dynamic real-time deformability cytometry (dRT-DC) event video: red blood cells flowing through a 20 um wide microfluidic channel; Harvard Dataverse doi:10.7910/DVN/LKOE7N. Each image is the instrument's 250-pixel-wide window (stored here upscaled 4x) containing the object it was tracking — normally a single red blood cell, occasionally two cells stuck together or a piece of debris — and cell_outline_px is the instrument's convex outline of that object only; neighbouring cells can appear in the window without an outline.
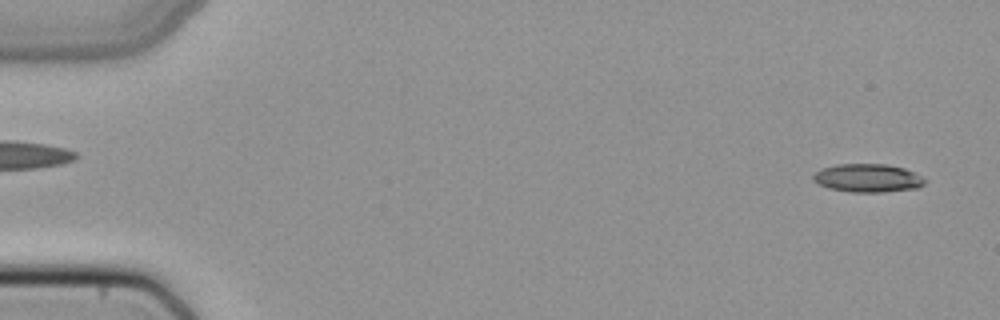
{"species": "common noctule bat (a hibernating species)", "species_latin": "Nyctalus noctula", "temperature_condition": "cold", "stored_images_in_passage": 50, "camera_frame_rate_fps": 3000, "um_per_image_px": 0.085, "animal": {"sex": "female", "body_mass_g": 22.7, "forearm_length_mm": 54.2}, "frame": {"image": 1, "passage_image": 2, "time_ms": 0.333, "image_size_px": [1000, 320], "cell_outline_px": [[928, 180], [924, 184], [916, 188], [884, 192], [848, 192], [828, 188], [812, 180], [812, 176], [820, 168], [836, 164], [888, 164], [904, 168], [924, 176]], "centroid_in_image_um": [73.77, 15.13], "position_along_channel_um": 11.2, "area_um2": 18.67}}
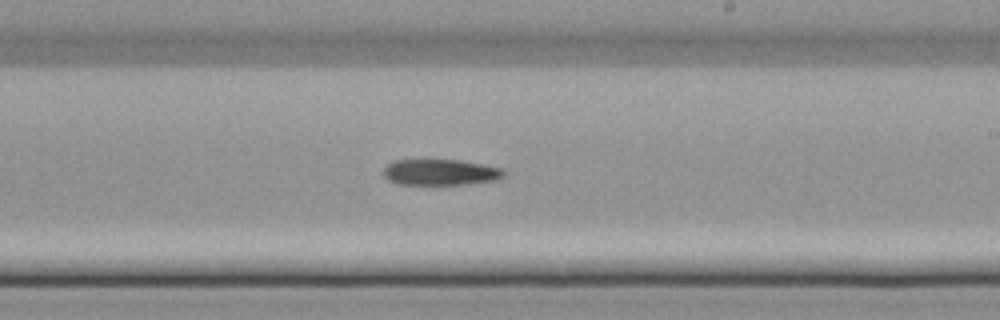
{"frame": {"image": 2, "passage_image": 30, "time_ms": 9.667, "image_size_px": [1000, 320], "cell_outline_px": [[504, 176], [496, 180], [464, 184], [396, 184], [388, 180], [384, 176], [384, 168], [392, 160], [460, 160], [484, 164], [504, 168]], "centroid_in_image_um": [37.44, 14.63], "position_along_channel_um": 251.6, "area_um2": 18.26}}
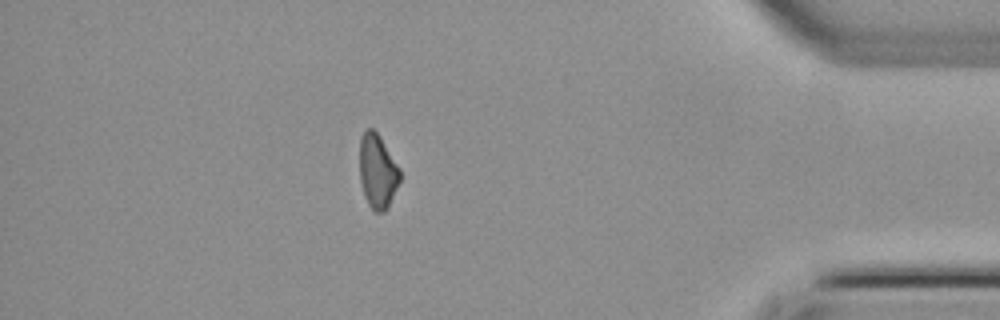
{"frame": {"image": 3, "passage_image": 44, "time_ms": 14.333, "image_size_px": [1000, 320], "cell_outline_px": [[400, 180], [388, 208], [384, 212], [372, 212], [364, 196], [360, 180], [360, 136], [368, 128], [372, 128], [380, 136], [400, 168]], "centroid_in_image_um": [32.09, 14.58], "position_along_channel_um": 403.1, "area_um2": 17.57}}